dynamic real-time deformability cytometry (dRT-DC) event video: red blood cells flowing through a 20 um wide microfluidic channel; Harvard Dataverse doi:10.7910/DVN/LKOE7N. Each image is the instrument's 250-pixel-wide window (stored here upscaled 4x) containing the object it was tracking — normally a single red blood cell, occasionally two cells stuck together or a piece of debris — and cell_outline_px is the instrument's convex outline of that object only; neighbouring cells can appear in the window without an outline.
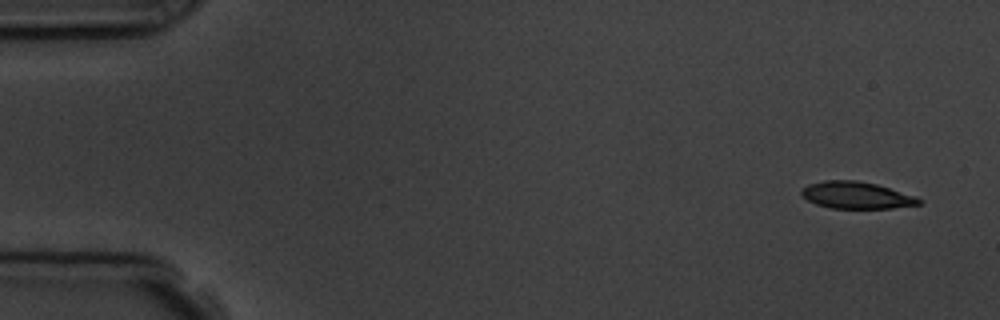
{"species": "common noctule bat (a hibernating species)", "species_latin": "Nyctalus noctula", "temperature_condition": "room temperature", "stored_images_in_passage": 7, "camera_frame_rate_fps": 3000, "um_per_image_px": 0.085, "animal": {"sex": "male", "body_mass_g": 19.5, "forearm_length_mm": 54.6}, "frame": {"image": 1, "passage_image": 1, "time_ms": 0.0, "image_size_px": [1000, 320], "cell_outline_px": [[924, 200], [920, 204], [892, 208], [832, 208], [816, 204], [800, 196], [800, 188], [808, 184], [824, 180], [856, 180], [876, 184], [916, 196]], "centroid_in_image_um": [72.76, 16.59], "position_along_channel_um": 12.2, "area_um2": 18.55}}